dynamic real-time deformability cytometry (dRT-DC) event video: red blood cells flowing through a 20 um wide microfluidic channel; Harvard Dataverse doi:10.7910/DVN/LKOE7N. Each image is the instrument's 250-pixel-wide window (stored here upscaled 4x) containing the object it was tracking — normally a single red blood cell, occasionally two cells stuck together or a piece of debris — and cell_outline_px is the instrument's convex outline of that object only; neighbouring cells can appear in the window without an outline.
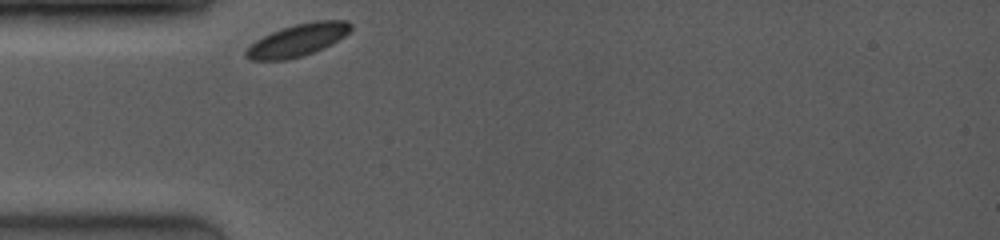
{"species": "common noctule bat (a hibernating species)", "species_latin": "Nyctalus noctula", "temperature_condition": "room temperature", "stored_images_in_passage": 38, "camera_frame_rate_fps": 4000, "um_per_image_px": 0.085, "animal": {"sex": "female", "body_mass_g": 19.0, "forearm_length_mm": 53.3}, "frame": {"image": 1, "passage_image": 1, "time_ms": 0.0, "image_size_px": [1000, 240], "cell_outline_px": [[352, 28], [344, 36], [312, 52], [300, 56], [284, 60], [252, 60], [244, 56], [244, 52], [256, 40], [272, 32], [296, 24], [312, 20], [348, 20], [352, 24]], "centroid_in_image_um": [25.29, 3.39], "position_along_channel_um": 59.7, "area_um2": 19.25}}
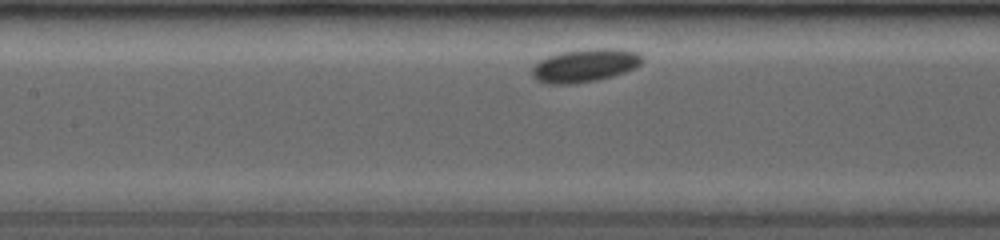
{"frame": {"image": 2, "passage_image": 12, "time_ms": 2.75, "image_size_px": [1000, 240], "cell_outline_px": [[644, 60], [640, 64], [624, 72], [612, 76], [596, 80], [568, 84], [552, 84], [540, 80], [532, 72], [532, 68], [540, 60], [548, 56], [560, 52], [588, 48], [624, 48], [636, 52], [644, 56]], "centroid_in_image_um": [49.78, 5.53], "position_along_channel_um": 157.6, "area_um2": 21.1}}
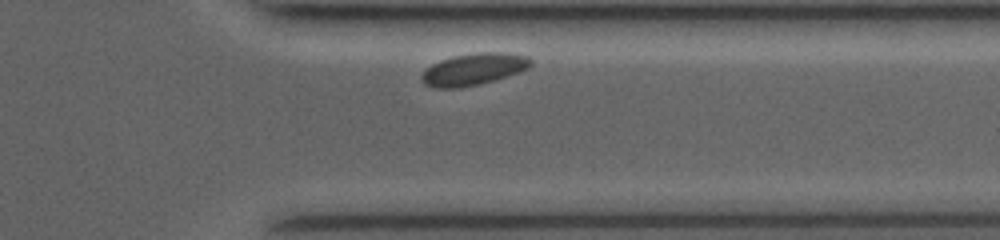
{"frame": {"image": 3, "passage_image": 35, "time_ms": 8.5, "image_size_px": [1000, 240], "cell_outline_px": [[532, 64], [528, 68], [492, 80], [476, 84], [456, 88], [436, 88], [424, 84], [420, 80], [420, 76], [432, 64], [440, 60], [452, 56], [480, 52], [508, 52], [528, 56], [532, 60]], "centroid_in_image_um": [40.24, 5.86], "position_along_channel_um": 371.2, "area_um2": 20.0}, "authors_computed_cell_mechanics": {"area_um2": 19.7387, "velocity_mm_per_s": 3.6907, "shape_relaxation_time_tau1_ms": 1.4372, "shape_relaxation_time_tau2_ms": null, "deformation_change_tau1": 0.037, "deformation_change_tau2": null}}